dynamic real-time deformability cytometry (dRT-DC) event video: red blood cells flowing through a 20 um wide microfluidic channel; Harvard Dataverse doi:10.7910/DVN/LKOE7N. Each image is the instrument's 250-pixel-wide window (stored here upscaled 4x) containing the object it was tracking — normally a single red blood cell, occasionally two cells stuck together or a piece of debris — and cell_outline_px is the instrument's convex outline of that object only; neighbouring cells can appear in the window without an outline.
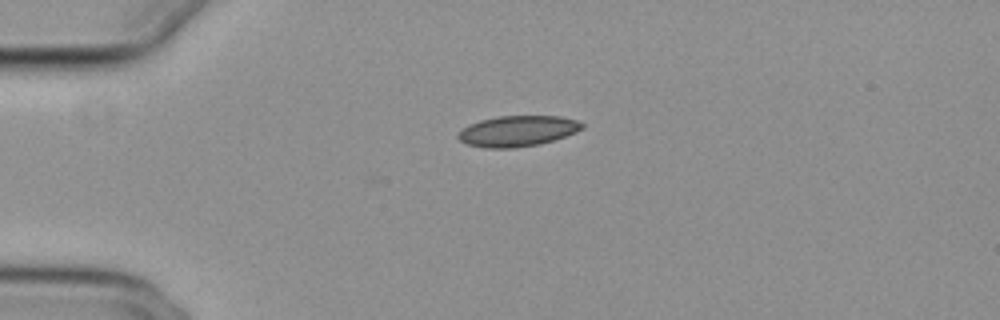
{"species": "common noctule bat (a hibernating species)", "species_latin": "Nyctalus noctula", "temperature_condition": "cold", "stored_images_in_passage": 42, "camera_frame_rate_fps": 3000, "um_per_image_px": 0.085, "animal": {"sex": "female", "body_mass_g": 29.2, "forearm_length_mm": 56.3}, "frame": {"image": 1, "passage_image": 1, "time_ms": 0.0, "image_size_px": [1000, 320], "cell_outline_px": [[584, 128], [576, 132], [540, 144], [512, 148], [484, 148], [468, 144], [460, 140], [456, 136], [468, 124], [480, 120], [496, 116], [560, 116], [576, 120], [584, 124]], "centroid_in_image_um": [43.99, 11.13], "position_along_channel_um": 41.0, "area_um2": 22.14}}
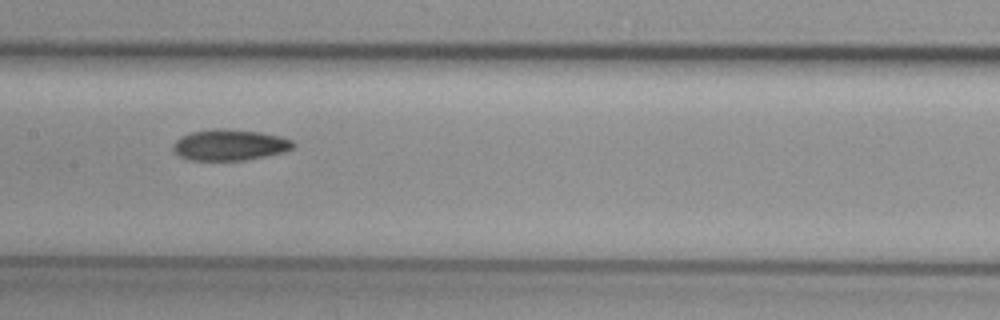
{"frame": {"image": 2, "passage_image": 15, "time_ms": 4.667, "image_size_px": [1000, 320], "cell_outline_px": [[296, 144], [292, 148], [284, 152], [244, 160], [188, 160], [180, 156], [172, 148], [172, 144], [180, 136], [192, 132], [212, 128], [220, 128], [260, 132], [280, 136], [292, 140]], "centroid_in_image_um": [19.51, 12.31], "position_along_channel_um": 187.9, "area_um2": 21.73}}
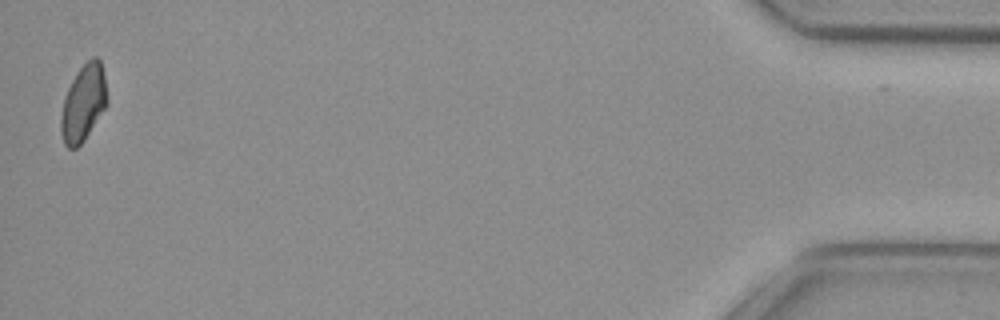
{"frame": {"image": 3, "passage_image": 41, "time_ms": 13.333, "image_size_px": [1000, 320], "cell_outline_px": [[108, 104], [84, 140], [76, 148], [68, 148], [64, 144], [60, 132], [60, 116], [64, 96], [76, 72], [92, 56], [96, 56], [100, 60], [104, 72], [108, 100]], "centroid_in_image_um": [7.09, 8.75], "position_along_channel_um": 428.1, "area_um2": 20.81}}